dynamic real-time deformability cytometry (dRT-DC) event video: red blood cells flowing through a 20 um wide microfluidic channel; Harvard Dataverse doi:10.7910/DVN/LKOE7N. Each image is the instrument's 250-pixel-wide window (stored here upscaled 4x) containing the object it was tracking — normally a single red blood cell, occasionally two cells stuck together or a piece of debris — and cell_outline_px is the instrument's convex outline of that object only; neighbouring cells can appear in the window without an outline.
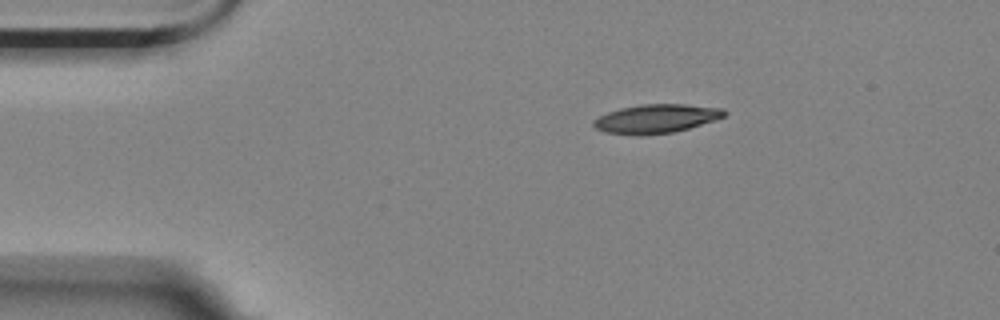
{"species": "Egyptian fruit bat (a non-hibernating species)", "species_latin": "Rousettus aegyptiacus", "temperature_condition": "room temperature", "stored_images_in_passage": 2, "camera_frame_rate_fps": 3000, "um_per_image_px": 0.085, "animal": {"sex": "female"}, "frame": {"image": 1, "passage_image": 1, "time_ms": 0.0, "image_size_px": [1000, 320], "cell_outline_px": [[728, 112], [724, 116], [716, 120], [688, 128], [672, 132], [640, 136], [632, 136], [604, 132], [596, 128], [592, 124], [592, 120], [608, 112], [620, 108], [640, 104], [684, 104], [724, 108]], "centroid_in_image_um": [55.76, 10.09], "position_along_channel_um": 29.2, "area_um2": 22.2}}